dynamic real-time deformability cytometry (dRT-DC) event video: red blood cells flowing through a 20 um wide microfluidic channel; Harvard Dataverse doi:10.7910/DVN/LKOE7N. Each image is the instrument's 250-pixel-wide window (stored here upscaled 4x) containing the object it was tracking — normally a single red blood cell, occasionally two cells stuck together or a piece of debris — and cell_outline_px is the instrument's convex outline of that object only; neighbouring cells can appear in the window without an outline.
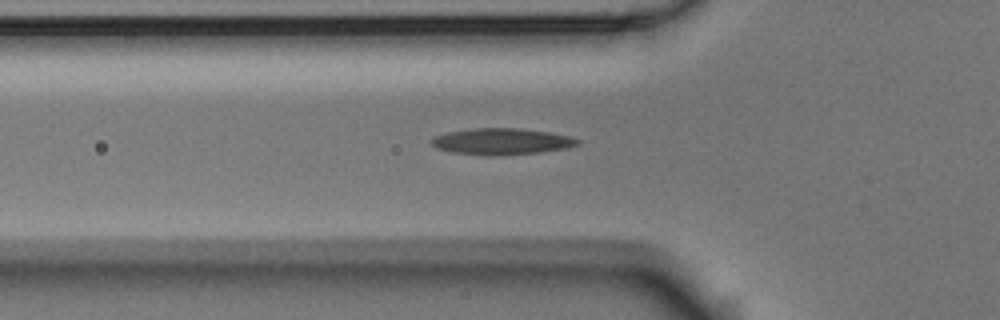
{"species": "Egyptian fruit bat (a non-hibernating species)", "species_latin": "Rousettus aegyptiacus", "temperature_condition": "room temperature", "stored_images_in_passage": 37, "camera_frame_rate_fps": 3000, "um_per_image_px": 0.085, "animal": {"sex": "male"}, "frame": {"image": 1, "passage_image": 2, "time_ms": 0.333, "image_size_px": [1000, 320], "cell_outline_px": [[580, 144], [568, 148], [540, 152], [456, 152], [436, 148], [428, 140], [436, 136], [448, 132], [472, 128], [520, 128], [548, 132], [568, 136], [580, 140]], "centroid_in_image_um": [42.68, 11.96], "position_along_channel_um": 83.1, "area_um2": 21.1}}
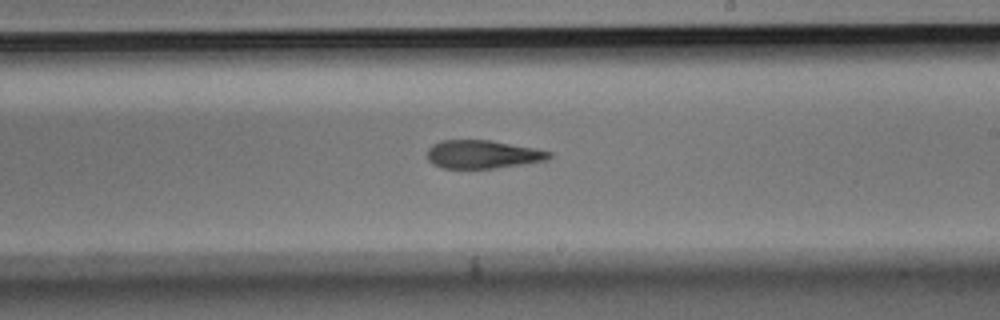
{"frame": {"image": 2, "passage_image": 15, "time_ms": 4.667, "image_size_px": [1000, 320], "cell_outline_px": [[552, 156], [548, 160], [496, 168], [444, 168], [432, 164], [428, 160], [428, 148], [432, 144], [440, 140], [488, 140], [536, 148], [552, 152]], "centroid_in_image_um": [41.03, 13.11], "position_along_channel_um": 248.0, "area_um2": 20.11}}
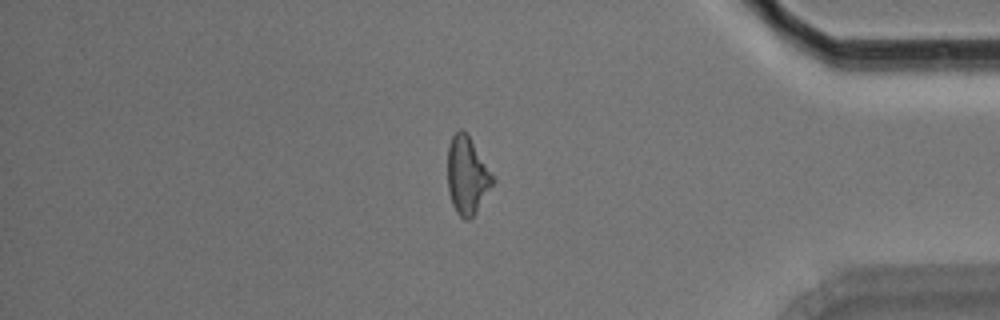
{"frame": {"image": 3, "passage_image": 29, "time_ms": 9.333, "image_size_px": [1000, 320], "cell_outline_px": [[496, 180], [476, 212], [468, 220], [464, 220], [456, 212], [452, 204], [448, 188], [448, 144], [452, 136], [460, 128], [468, 136], [496, 176]], "centroid_in_image_um": [39.73, 14.93], "position_along_channel_um": 395.5, "area_um2": 20.46}, "authors_computed_cell_mechanics": {"area_um2": 20.9236, "velocity_mm_per_s": 3.7825, "shape_relaxation_time_tau1_ms": 5.2534, "shape_relaxation_time_tau2_ms": 7.8736, "deformation_change_tau1": 0.1625, "deformation_change_tau2": 0.1908}}